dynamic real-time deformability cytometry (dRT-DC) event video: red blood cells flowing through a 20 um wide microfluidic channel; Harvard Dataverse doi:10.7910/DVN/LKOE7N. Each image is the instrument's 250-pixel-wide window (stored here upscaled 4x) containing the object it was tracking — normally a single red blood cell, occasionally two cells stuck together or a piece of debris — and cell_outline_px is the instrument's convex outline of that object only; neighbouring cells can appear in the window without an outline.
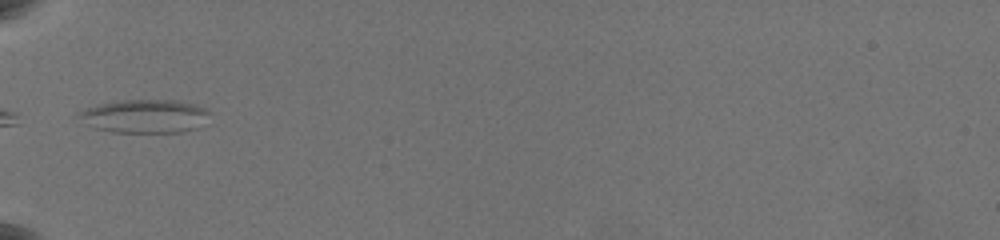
{"species": "common noctule bat (a hibernating species)", "species_latin": "Nyctalus noctula", "temperature_condition": "warm", "stored_images_in_passage": 3, "camera_frame_rate_fps": 3000, "um_per_image_px": 0.085, "animal": {"sex": "female", "body_mass_g": 19.5, "forearm_length_mm": 54.1}, "frame": {"image": 1, "passage_image": 1, "time_ms": 0.0, "image_size_px": [1000, 240], "cell_outline_px": [[208, 112], [196, 128], [180, 132], [112, 132], [96, 128], [84, 124], [80, 116], [80, 112], [88, 108], [100, 104], [120, 100], [176, 100], [196, 104], [204, 108]], "centroid_in_image_um": [12.27, 9.87], "position_along_channel_um": 72.7, "area_um2": 24.91}}